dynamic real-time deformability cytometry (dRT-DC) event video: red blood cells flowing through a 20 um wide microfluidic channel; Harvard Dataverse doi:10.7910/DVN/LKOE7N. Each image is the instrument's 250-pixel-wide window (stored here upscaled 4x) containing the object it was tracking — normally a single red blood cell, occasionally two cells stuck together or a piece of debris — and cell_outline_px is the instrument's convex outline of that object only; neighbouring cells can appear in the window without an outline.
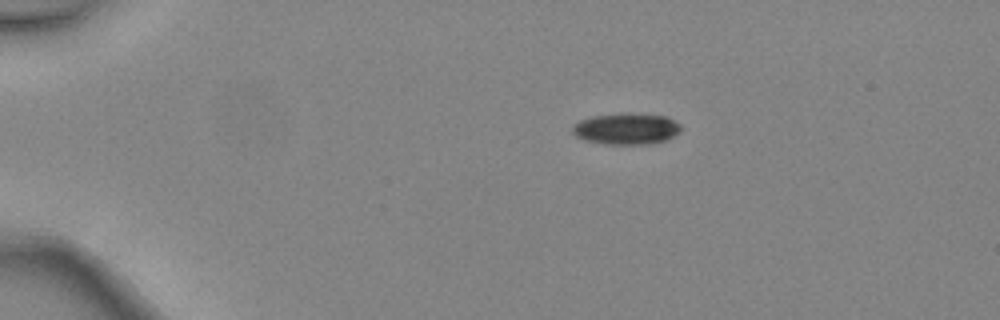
{"species": "common noctule bat (a hibernating species)", "species_latin": "Nyctalus noctula", "temperature_condition": "warm", "stored_images_in_passage": 4, "segment_of_instrument_passage": [1, 2], "camera_frame_rate_fps": 3000, "um_per_image_px": 0.085, "animal": {"sex": "female", "body_mass_g": 24.6, "forearm_length_mm": 56.2}, "frame": {"image": 1, "passage_image": 1, "time_ms": 0.0, "image_size_px": [1000, 320], "cell_outline_px": [[680, 132], [668, 140], [652, 144], [604, 144], [584, 140], [576, 136], [572, 132], [572, 124], [580, 120], [592, 116], [620, 112], [624, 112], [668, 116], [680, 124]], "centroid_in_image_um": [53.24, 10.93], "position_along_channel_um": 31.8, "area_um2": 20.29}}
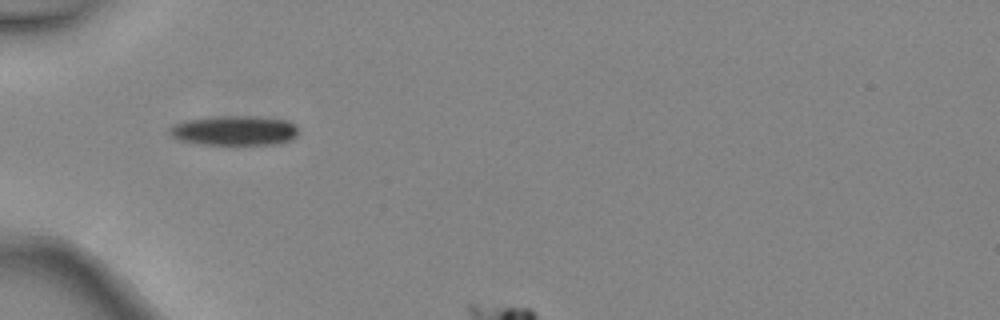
{"frame": {"image": 2, "passage_image": 3, "time_ms": 0.667, "image_size_px": [1000, 320], "cell_outline_px": [[300, 132], [292, 140], [272, 144], [200, 144], [176, 140], [168, 132], [168, 128], [172, 124], [184, 120], [220, 116], [252, 116], [288, 120], [296, 124]], "centroid_in_image_um": [19.91, 11.09], "position_along_channel_um": 65.1, "area_um2": 22.6}}